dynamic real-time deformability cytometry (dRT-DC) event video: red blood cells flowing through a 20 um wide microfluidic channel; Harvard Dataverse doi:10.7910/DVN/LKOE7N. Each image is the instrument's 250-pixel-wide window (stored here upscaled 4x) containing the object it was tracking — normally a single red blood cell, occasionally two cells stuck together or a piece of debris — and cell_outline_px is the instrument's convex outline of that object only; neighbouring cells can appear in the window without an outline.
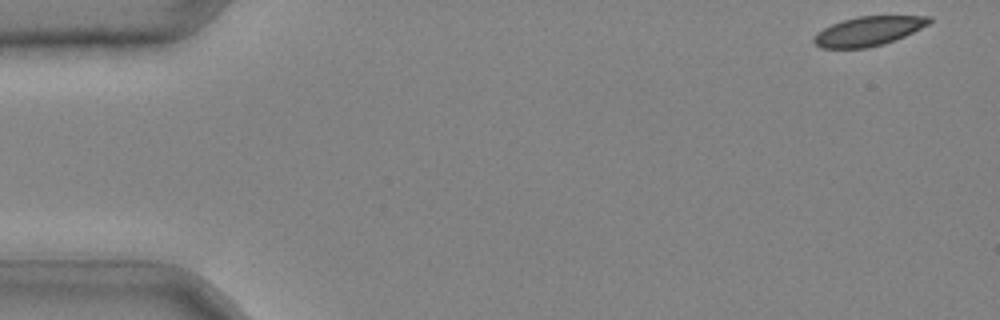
{"species": "common noctule bat (a hibernating species)", "species_latin": "Nyctalus noctula", "temperature_condition": "cold", "stored_images_in_passage": 37, "camera_frame_rate_fps": 3000, "um_per_image_px": 0.085, "animal": {"sex": "male", "body_mass_g": 20.4}, "frame": {"image": 1, "passage_image": 1, "time_ms": 0.0, "image_size_px": [1000, 320], "cell_outline_px": [[932, 20], [928, 24], [904, 36], [884, 44], [868, 48], [820, 48], [812, 40], [816, 32], [832, 24], [856, 16], [932, 16]], "centroid_in_image_um": [73.79, 2.65], "position_along_channel_um": 11.2, "area_um2": 19.59}}
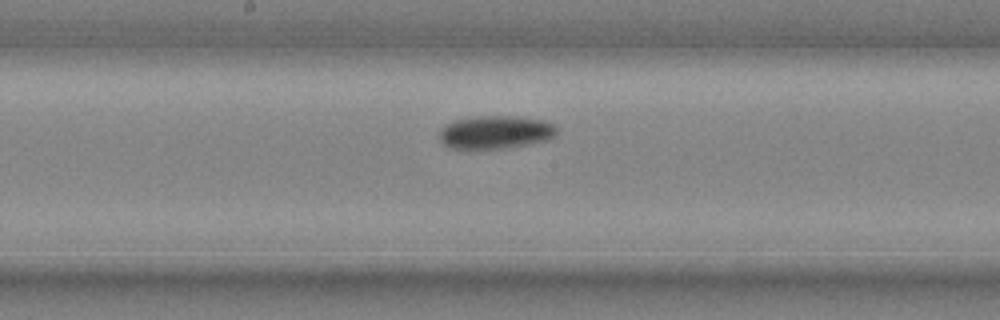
{"frame": {"image": 2, "passage_image": 22, "time_ms": 7.0, "image_size_px": [1000, 320], "cell_outline_px": [[556, 132], [552, 136], [544, 140], [528, 144], [504, 148], [468, 152], [452, 148], [444, 144], [440, 140], [440, 128], [456, 120], [476, 116], [516, 116], [544, 120], [552, 124], [556, 128]], "centroid_in_image_um": [42.04, 11.27], "position_along_channel_um": 206.2, "area_um2": 23.0}}
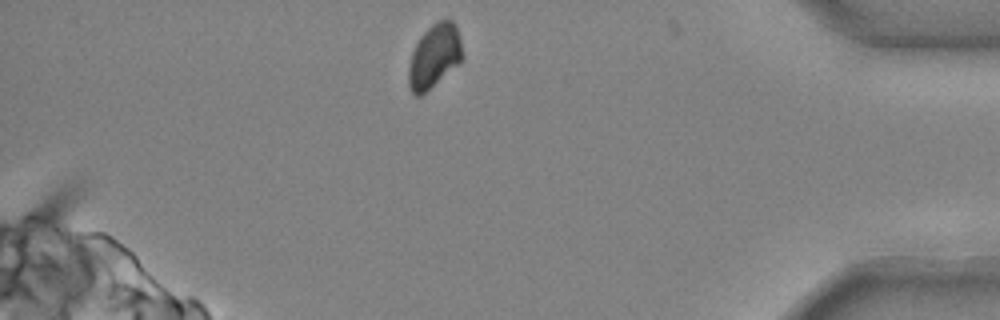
{"frame": {"image": 3, "passage_image": 37, "time_ms": 12.0, "image_size_px": [1000, 320], "cell_outline_px": [[464, 56], [456, 64], [420, 96], [416, 96], [412, 92], [408, 84], [408, 68], [412, 52], [420, 36], [436, 20], [452, 20], [456, 24]], "centroid_in_image_um": [36.9, 4.73], "position_along_channel_um": 398.3, "area_um2": 19.54}}